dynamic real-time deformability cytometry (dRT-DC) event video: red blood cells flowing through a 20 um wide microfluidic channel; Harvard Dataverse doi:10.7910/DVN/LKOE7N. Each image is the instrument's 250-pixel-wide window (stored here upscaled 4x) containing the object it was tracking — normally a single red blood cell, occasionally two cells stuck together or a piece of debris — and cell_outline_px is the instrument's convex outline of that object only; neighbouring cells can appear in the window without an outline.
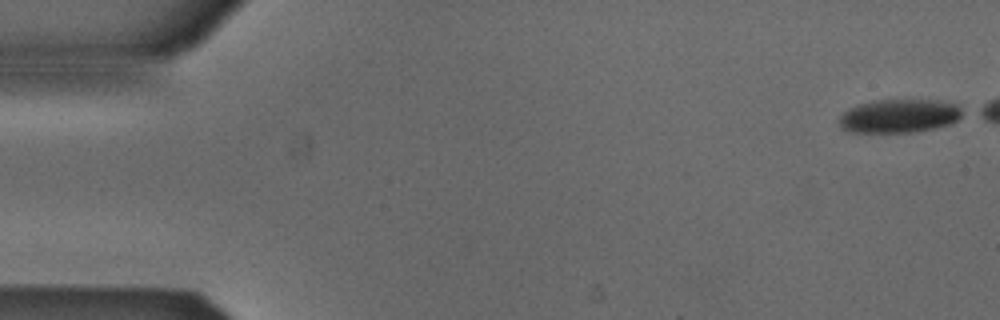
{"species": "Egyptian fruit bat (a non-hibernating species)", "species_latin": "Rousettus aegyptiacus", "temperature_condition": "cold", "stored_images_in_passage": 6, "camera_frame_rate_fps": 3000, "um_per_image_px": 0.085, "animal": {"sex": "male"}, "frame": {"image": 1, "passage_image": 1, "time_ms": 0.0, "image_size_px": [1000, 320], "cell_outline_px": [[968, 112], [956, 120], [948, 124], [932, 128], [908, 132], [848, 132], [840, 128], [836, 120], [848, 108], [856, 104], [872, 100], [940, 100], [956, 104]], "centroid_in_image_um": [76.4, 9.84], "position_along_channel_um": 8.6, "area_um2": 24.45}}